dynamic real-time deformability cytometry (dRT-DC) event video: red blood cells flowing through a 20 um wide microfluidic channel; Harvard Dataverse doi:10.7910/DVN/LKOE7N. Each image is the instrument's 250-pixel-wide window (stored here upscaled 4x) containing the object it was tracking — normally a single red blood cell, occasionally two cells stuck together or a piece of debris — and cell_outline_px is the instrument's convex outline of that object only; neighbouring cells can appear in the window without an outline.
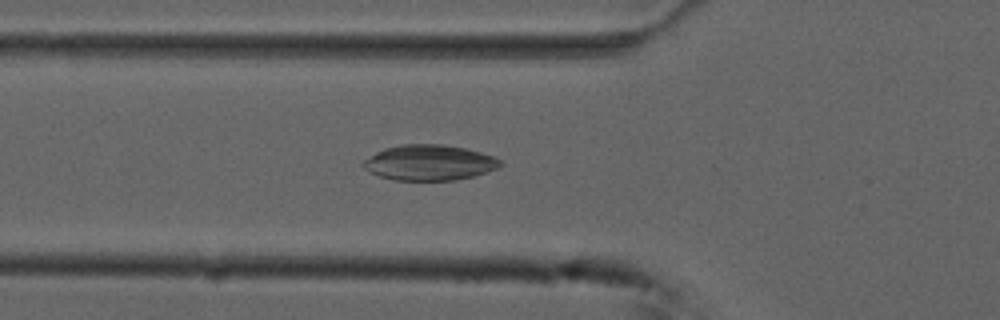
{"species": "common noctule bat (a hibernating species)", "species_latin": "Nyctalus noctula", "temperature_condition": "cold", "stored_images_in_passage": 48, "camera_frame_rate_fps": 3000, "um_per_image_px": 0.085, "animal": {"sex": "male", "forearm_length_mm": 52.5}, "frame": {"image": 1, "passage_image": 13, "time_ms": 4.0, "image_size_px": [1000, 320], "cell_outline_px": [[504, 164], [496, 168], [472, 176], [456, 180], [396, 180], [380, 176], [364, 168], [360, 164], [364, 160], [376, 152], [384, 148], [400, 144], [440, 144], [464, 148], [480, 152], [492, 156], [500, 160]], "centroid_in_image_um": [36.46, 13.81], "position_along_channel_um": 89.3, "area_um2": 28.09}}
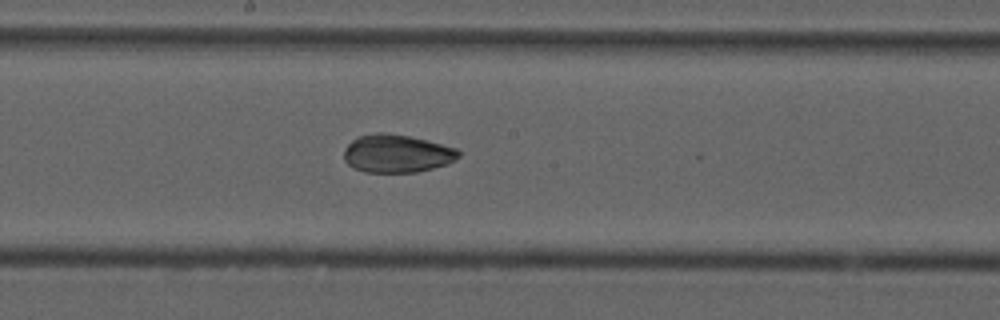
{"frame": {"image": 2, "passage_image": 23, "time_ms": 7.333, "image_size_px": [1000, 320], "cell_outline_px": [[460, 156], [448, 164], [416, 172], [364, 172], [352, 168], [344, 160], [344, 148], [352, 140], [360, 136], [376, 132], [384, 132], [408, 136], [456, 148], [460, 152]], "centroid_in_image_um": [33.7, 13.06], "position_along_channel_um": 214.5, "area_um2": 25.32}}
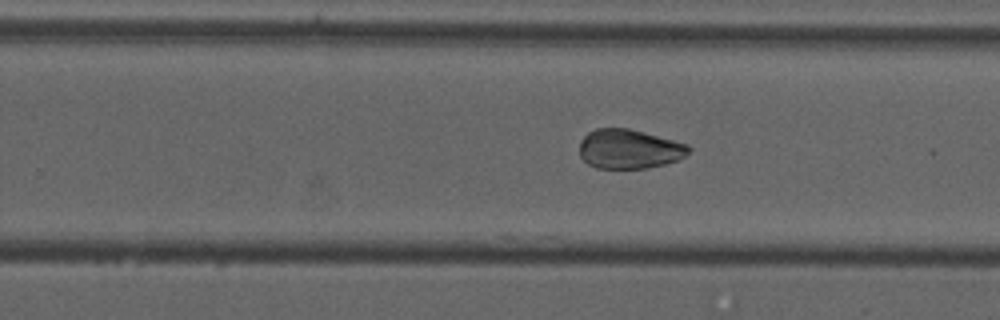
{"frame": {"image": 3, "passage_image": 28, "time_ms": 9.0, "image_size_px": [1000, 320], "cell_outline_px": [[692, 148], [684, 156], [676, 160], [664, 164], [648, 168], [596, 168], [588, 164], [580, 156], [580, 140], [588, 132], [596, 128], [628, 128], [644, 132], [688, 144]], "centroid_in_image_um": [53.46, 12.66], "position_along_channel_um": 276.3, "area_um2": 25.03}}